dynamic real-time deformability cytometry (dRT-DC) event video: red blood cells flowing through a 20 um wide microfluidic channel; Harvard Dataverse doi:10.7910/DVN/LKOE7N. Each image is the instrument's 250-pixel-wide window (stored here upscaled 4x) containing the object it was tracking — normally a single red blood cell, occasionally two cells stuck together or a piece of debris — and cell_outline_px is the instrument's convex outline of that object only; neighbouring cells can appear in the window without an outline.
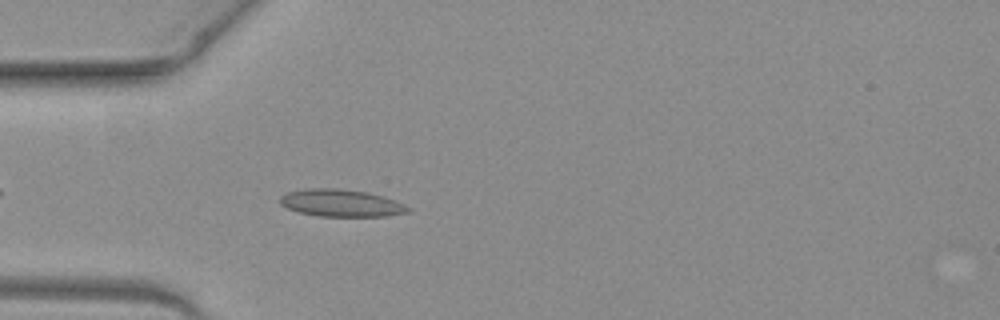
{"species": "common noctule bat (a hibernating species)", "species_latin": "Nyctalus noctula", "temperature_condition": "warm", "stored_images_in_passage": 40, "camera_frame_rate_fps": 3000, "um_per_image_px": 0.085, "animal": {"sex": "female", "body_mass_g": 19.3, "forearm_length_mm": 54.1}, "frame": {"image": 1, "passage_image": 5, "time_ms": 1.333, "image_size_px": [1000, 320], "cell_outline_px": [[412, 208], [408, 212], [388, 216], [320, 216], [300, 212], [288, 208], [280, 204], [280, 196], [288, 192], [304, 188], [336, 188], [368, 192], [404, 204]], "centroid_in_image_um": [28.98, 17.25], "position_along_channel_um": 56.0, "area_um2": 20.17}}
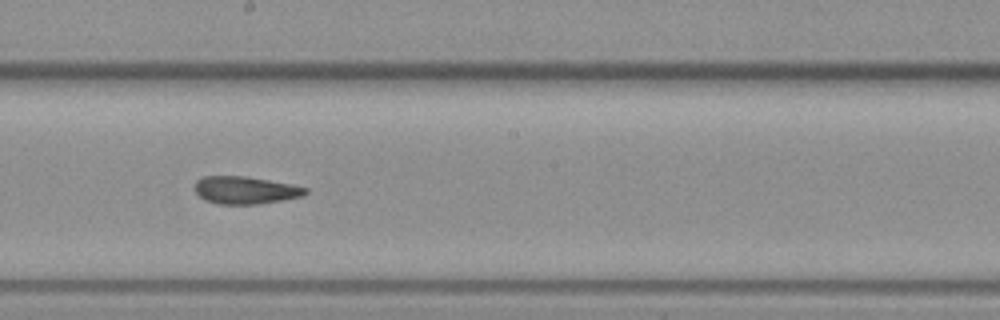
{"frame": {"image": 2, "passage_image": 18, "time_ms": 5.667, "image_size_px": [1000, 320], "cell_outline_px": [[308, 192], [304, 196], [284, 200], [256, 204], [216, 204], [204, 200], [196, 192], [196, 180], [204, 176], [248, 176], [292, 184], [308, 188]], "centroid_in_image_um": [20.89, 16.16], "position_along_channel_um": 227.3, "area_um2": 17.92}}
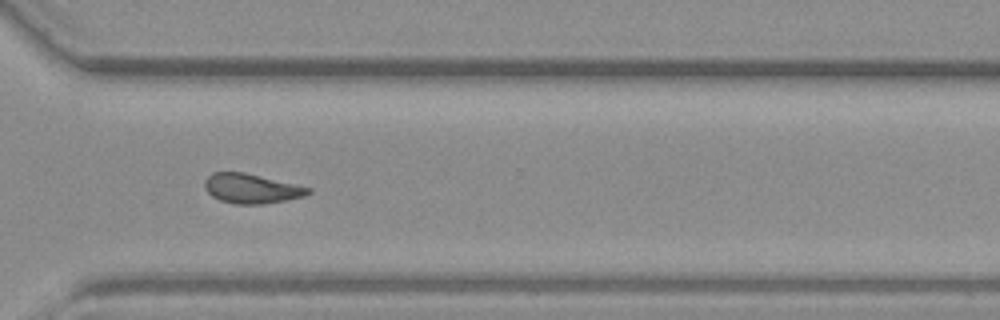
{"frame": {"image": 3, "passage_image": 27, "time_ms": 8.667, "image_size_px": [1000, 320], "cell_outline_px": [[312, 192], [304, 196], [264, 204], [236, 204], [220, 200], [212, 196], [204, 188], [204, 180], [212, 172], [244, 172], [312, 188]], "centroid_in_image_um": [21.35, 16.02], "position_along_channel_um": 349.2, "area_um2": 17.8}, "authors_computed_cell_mechanics": {"area_um2": 18.2648, "velocity_mm_per_s": 4.0714, "shape_relaxation_time_tau1_ms": null, "shape_relaxation_time_tau2_ms": 1.8555, "deformation_change_tau1": null, "deformation_change_tau2": 0.0805}}